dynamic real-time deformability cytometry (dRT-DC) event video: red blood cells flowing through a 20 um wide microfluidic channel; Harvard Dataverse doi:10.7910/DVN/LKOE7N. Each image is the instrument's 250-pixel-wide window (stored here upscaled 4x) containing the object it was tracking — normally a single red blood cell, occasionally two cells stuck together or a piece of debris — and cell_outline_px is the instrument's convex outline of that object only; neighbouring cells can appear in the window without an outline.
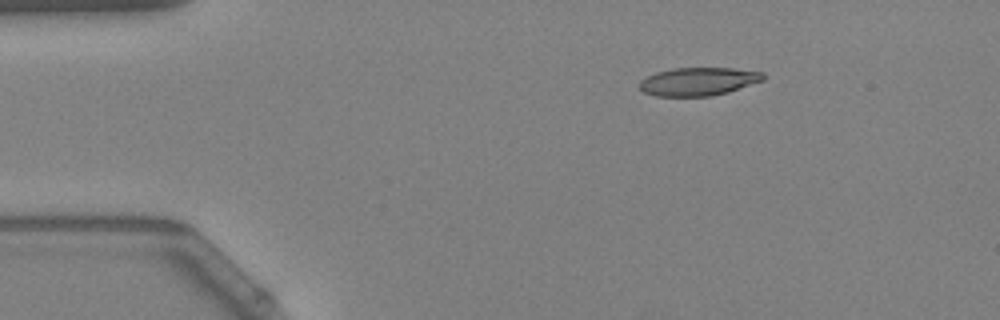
{"species": "Egyptian fruit bat (a non-hibernating species)", "species_latin": "Rousettus aegyptiacus", "temperature_condition": "warm", "stored_images_in_passage": 46, "camera_frame_rate_fps": 3000, "um_per_image_px": 0.085, "animal": {"sex": "female"}, "frame": {"image": 1, "passage_image": 1, "time_ms": 0.0, "image_size_px": [1000, 320], "cell_outline_px": [[764, 80], [728, 92], [712, 96], [656, 96], [644, 92], [640, 88], [640, 80], [656, 72], [672, 68], [732, 68], [764, 72]], "centroid_in_image_um": [59.37, 6.92], "position_along_channel_um": 25.6, "area_um2": 20.29}}
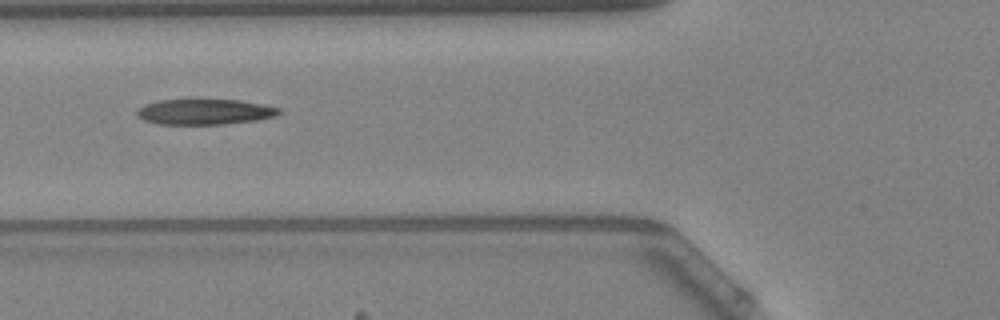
{"frame": {"image": 2, "passage_image": 13, "time_ms": 4.0, "image_size_px": [1000, 320], "cell_outline_px": [[280, 112], [276, 116], [256, 120], [224, 124], [160, 124], [144, 120], [136, 116], [136, 112], [144, 104], [160, 100], [240, 100], [264, 104], [280, 108]], "centroid_in_image_um": [17.41, 9.5], "position_along_channel_um": 108.4, "area_um2": 21.04}}
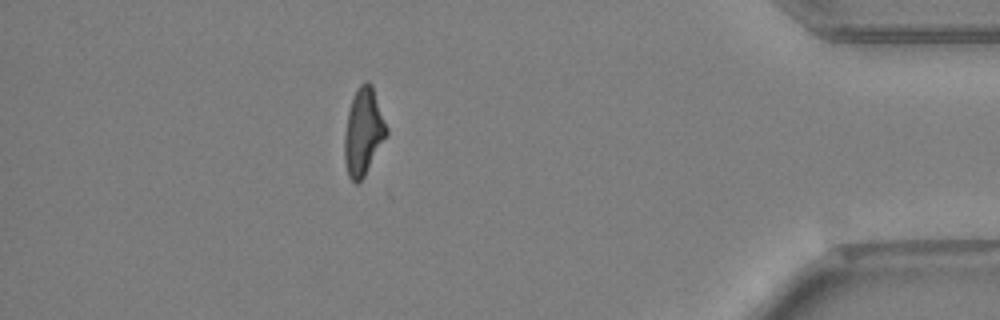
{"frame": {"image": 3, "passage_image": 40, "time_ms": 13.0, "image_size_px": [1000, 320], "cell_outline_px": [[388, 132], [364, 176], [356, 184], [348, 176], [344, 160], [344, 132], [348, 112], [356, 88], [364, 80], [368, 80], [372, 84], [388, 128]], "centroid_in_image_um": [30.87, 11.16], "position_along_channel_um": 404.3, "area_um2": 21.27}, "authors_computed_cell_mechanics": {"area_um2": 21.4438, "velocity_mm_per_s": 3.7896, "shape_relaxation_time_tau1_ms": 10.3368, "shape_relaxation_time_tau2_ms": 3.6238, "deformation_change_tau1": 0.2852, "deformation_change_tau2": 0.139}}